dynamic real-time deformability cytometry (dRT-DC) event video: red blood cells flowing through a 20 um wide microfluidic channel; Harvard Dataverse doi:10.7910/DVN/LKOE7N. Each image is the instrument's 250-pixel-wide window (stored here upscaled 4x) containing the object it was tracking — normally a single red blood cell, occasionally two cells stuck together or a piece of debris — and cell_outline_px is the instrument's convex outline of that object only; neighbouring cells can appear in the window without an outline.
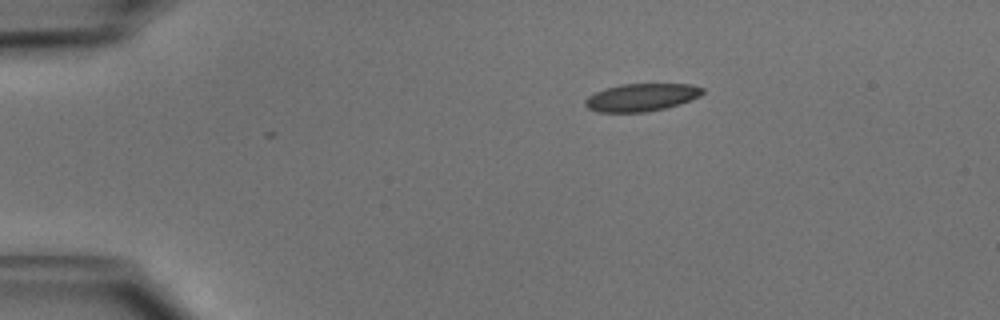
{"species": "common noctule bat (a hibernating species)", "species_latin": "Nyctalus noctula", "temperature_condition": "cold", "stored_images_in_passage": 42, "camera_frame_rate_fps": 3000, "um_per_image_px": 0.085, "animal": {"sex": "male", "body_mass_g": 15.6}, "frame": {"image": 1, "passage_image": 1, "time_ms": 0.0, "image_size_px": [1000, 320], "cell_outline_px": [[704, 92], [700, 96], [680, 104], [664, 108], [644, 112], [600, 112], [588, 108], [584, 104], [584, 100], [588, 96], [604, 88], [620, 84], [688, 84], [704, 88]], "centroid_in_image_um": [54.51, 8.27], "position_along_channel_um": 30.5, "area_um2": 18.9}}
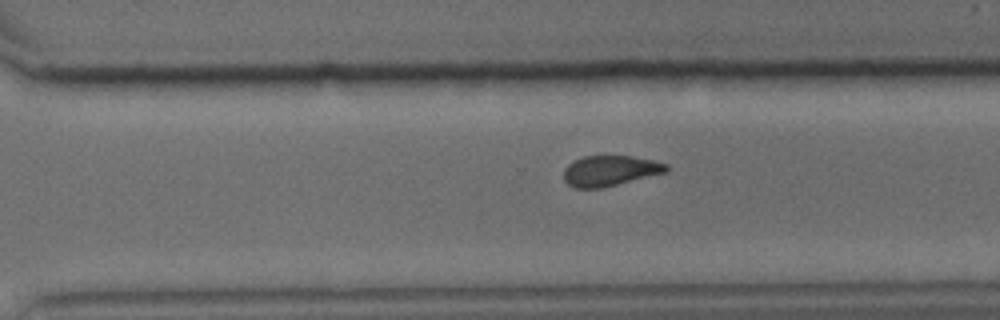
{"frame": {"image": 2, "passage_image": 27, "time_ms": 8.667, "image_size_px": [1000, 320], "cell_outline_px": [[668, 172], [600, 188], [576, 188], [568, 184], [564, 180], [564, 168], [568, 164], [584, 156], [632, 156], [652, 160], [668, 164]], "centroid_in_image_um": [51.86, 14.51], "position_along_channel_um": 318.7, "area_um2": 18.09}}
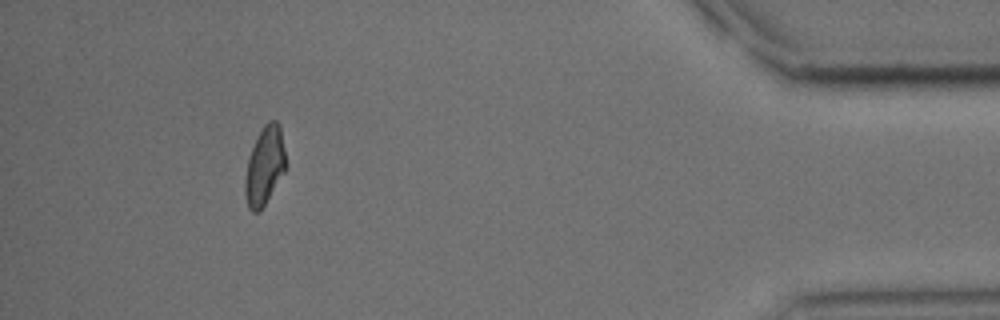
{"frame": {"image": 3, "passage_image": 38, "time_ms": 12.333, "image_size_px": [1000, 320], "cell_outline_px": [[284, 172], [260, 212], [252, 212], [248, 208], [244, 192], [244, 180], [248, 156], [264, 124], [268, 120], [276, 120], [280, 124], [284, 148]], "centroid_in_image_um": [22.46, 14.11], "position_along_channel_um": 412.7, "area_um2": 18.44}, "authors_computed_cell_mechanics": {"area_um2": 19.2474, "velocity_mm_per_s": 4.0098, "shape_relaxation_time_tau1_ms": 6.2735, "shape_relaxation_time_tau2_ms": 2.7002, "deformation_change_tau1": 0.125, "deformation_change_tau2": 0.0877}}